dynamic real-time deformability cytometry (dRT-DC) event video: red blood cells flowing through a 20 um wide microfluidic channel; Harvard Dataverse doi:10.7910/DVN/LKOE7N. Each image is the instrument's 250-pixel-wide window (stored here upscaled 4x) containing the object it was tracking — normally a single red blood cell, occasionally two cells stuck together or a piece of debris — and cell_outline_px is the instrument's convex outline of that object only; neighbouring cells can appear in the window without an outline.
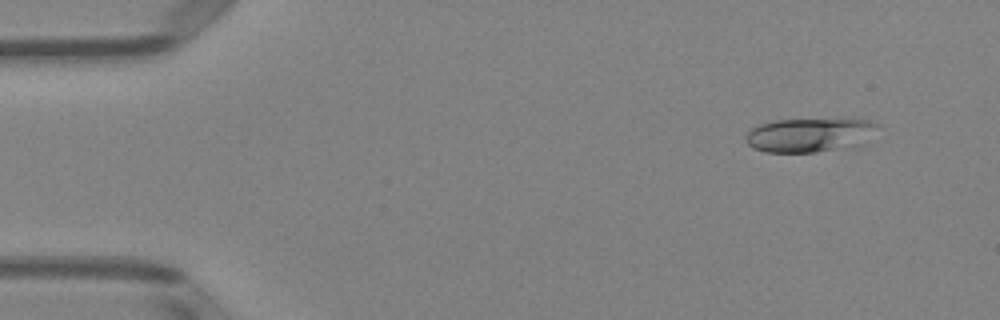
{"species": "Egyptian fruit bat (a non-hibernating species)", "species_latin": "Rousettus aegyptiacus", "temperature_condition": "room temperature", "stored_images_in_passage": 7, "camera_frame_rate_fps": 3000, "um_per_image_px": 0.085, "animal": {"sex": "female"}, "frame": {"image": 1, "passage_image": 1, "time_ms": 0.0, "image_size_px": [1000, 320], "cell_outline_px": [[880, 124], [832, 148], [816, 152], [764, 152], [748, 144], [744, 140], [744, 136], [756, 124], [776, 120], [864, 120]], "centroid_in_image_um": [68.37, 11.44], "position_along_channel_um": 16.6, "area_um2": 23.52}}
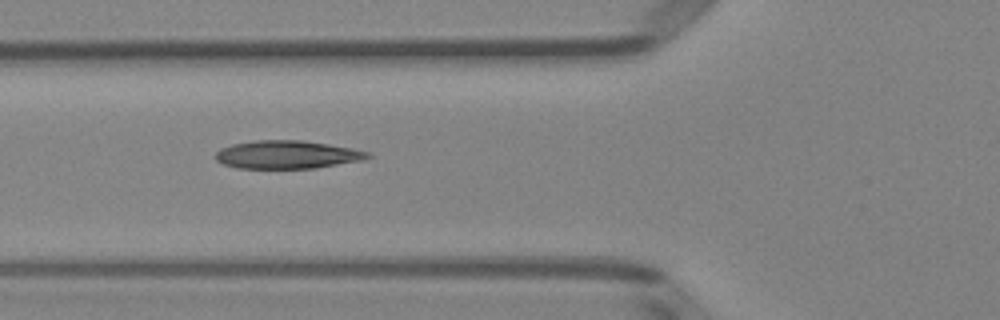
{"frame": {"image": 2, "passage_image": 5, "time_ms": 4.667, "image_size_px": [1000, 320], "cell_outline_px": [[372, 156], [360, 160], [316, 168], [236, 168], [224, 164], [216, 160], [216, 152], [220, 148], [232, 144], [256, 140], [300, 140], [328, 144], [352, 148], [368, 152]], "centroid_in_image_um": [24.37, 13.14], "position_along_channel_um": 101.4, "area_um2": 24.74}}
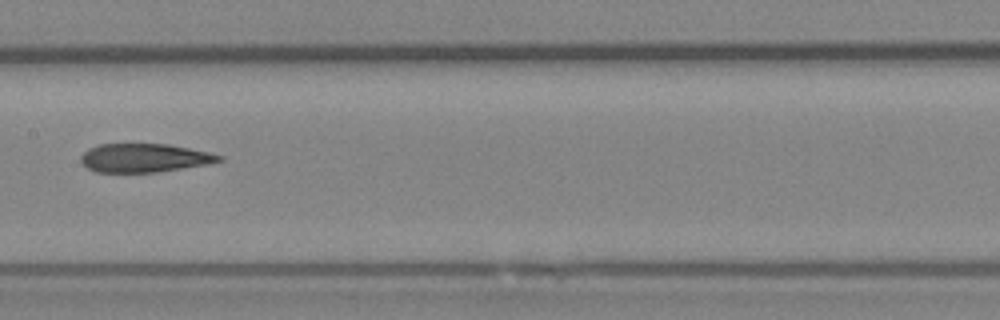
{"frame": {"image": 3, "passage_image": 7, "time_ms": 7.0, "image_size_px": [1000, 320], "cell_outline_px": [[224, 160], [208, 164], [156, 172], [96, 172], [88, 168], [80, 160], [80, 156], [88, 148], [100, 144], [168, 144], [208, 152], [224, 156]], "centroid_in_image_um": [12.27, 13.42], "position_along_channel_um": 195.1, "area_um2": 22.95}}